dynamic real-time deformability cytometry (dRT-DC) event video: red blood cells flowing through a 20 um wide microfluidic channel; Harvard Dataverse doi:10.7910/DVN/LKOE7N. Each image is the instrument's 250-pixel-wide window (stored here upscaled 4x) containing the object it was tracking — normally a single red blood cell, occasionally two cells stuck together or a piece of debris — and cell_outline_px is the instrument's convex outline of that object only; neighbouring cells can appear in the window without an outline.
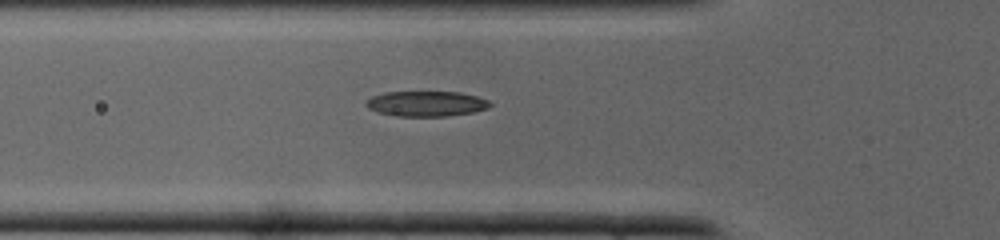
{"species": "common noctule bat (a hibernating species)", "species_latin": "Nyctalus noctula", "temperature_condition": "cold", "stored_images_in_passage": 25, "camera_frame_rate_fps": 3000, "um_per_image_px": 0.085, "animal": {"sex": "male", "body_mass_g": 19.0, "forearm_length_mm": 50.8}, "frame": {"image": 1, "passage_image": 3, "time_ms": 0.667, "image_size_px": [1000, 240], "cell_outline_px": [[492, 104], [488, 108], [472, 112], [448, 116], [400, 116], [376, 112], [368, 108], [364, 104], [372, 96], [384, 92], [460, 92], [476, 96], [488, 100]], "centroid_in_image_um": [36.22, 8.81], "position_along_channel_um": 89.6, "area_um2": 18.21}}
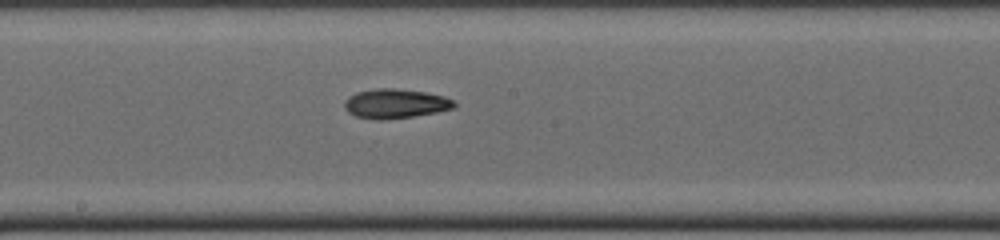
{"frame": {"image": 2, "passage_image": 10, "time_ms": 3.0, "image_size_px": [1000, 240], "cell_outline_px": [[456, 104], [452, 108], [436, 112], [412, 116], [380, 120], [376, 120], [356, 116], [348, 112], [344, 108], [344, 104], [348, 96], [356, 92], [376, 88], [396, 88], [428, 92], [444, 96], [452, 100]], "centroid_in_image_um": [33.57, 8.79], "position_along_channel_um": 214.6, "area_um2": 18.79}}
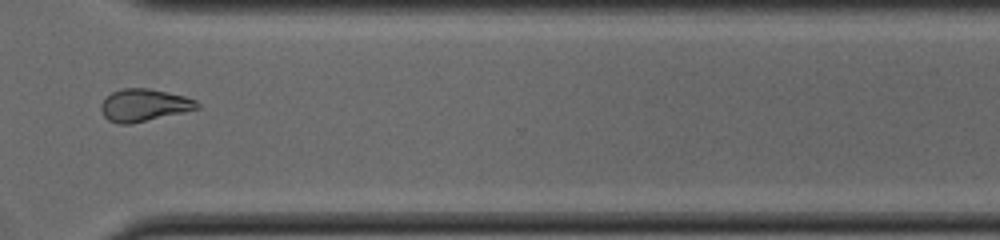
{"frame": {"image": 3, "passage_image": 18, "time_ms": 5.667, "image_size_px": [1000, 240], "cell_outline_px": [[200, 108], [184, 112], [128, 124], [120, 124], [108, 120], [104, 116], [100, 108], [100, 104], [112, 92], [120, 88], [148, 88], [184, 96], [196, 100], [200, 104]], "centroid_in_image_um": [12.23, 8.93], "position_along_channel_um": 358.4, "area_um2": 17.98}}